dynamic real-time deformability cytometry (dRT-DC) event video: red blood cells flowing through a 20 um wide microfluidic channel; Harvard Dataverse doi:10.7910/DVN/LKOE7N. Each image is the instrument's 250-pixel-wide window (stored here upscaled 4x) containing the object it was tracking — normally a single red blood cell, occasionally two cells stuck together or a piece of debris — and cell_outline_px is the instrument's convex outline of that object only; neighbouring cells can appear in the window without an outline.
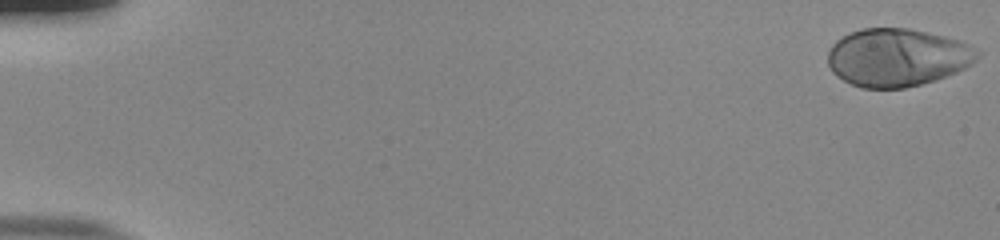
{"species": "human", "species_latin": "Homo sapiens", "temperature_condition": "room temperature", "stored_images_in_passage": 55, "camera_frame_rate_fps": 3000, "um_per_image_px": 0.085, "donor": {"sex": "male"}, "frame": {"image": 1, "passage_image": 1, "time_ms": 0.0, "image_size_px": [1000, 240], "cell_outline_px": [[980, 56], [972, 64], [956, 72], [936, 80], [904, 88], [860, 88], [836, 76], [832, 72], [828, 64], [828, 52], [832, 44], [836, 40], [848, 32], [860, 28], [908, 28], [944, 36], [960, 40], [968, 44], [980, 52]], "centroid_in_image_um": [76.25, 4.88], "position_along_channel_um": 8.7, "area_um2": 50.69}}
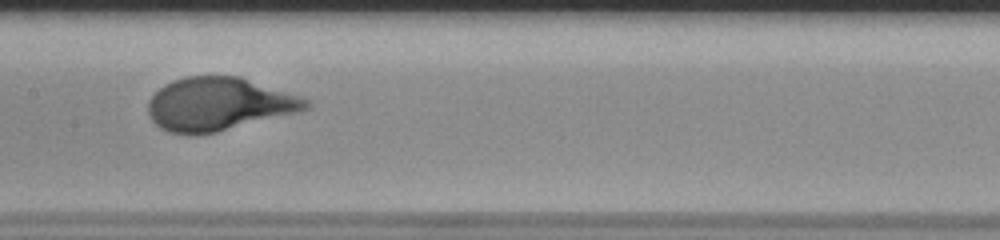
{"frame": {"image": 2, "passage_image": 29, "time_ms": 9.333, "image_size_px": [1000, 240], "cell_outline_px": [[312, 104], [308, 108], [300, 112], [216, 132], [196, 136], [188, 136], [168, 132], [160, 128], [148, 116], [148, 100], [164, 84], [172, 80], [188, 76], [240, 76], [308, 100]], "centroid_in_image_um": [18.55, 8.87], "position_along_channel_um": 188.9, "area_um2": 49.01}}
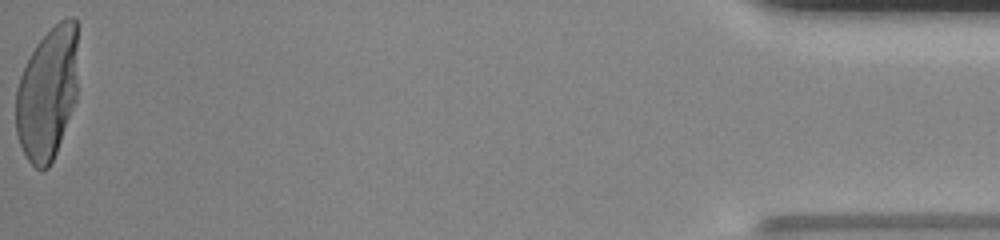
{"frame": {"image": 3, "passage_image": 55, "time_ms": 18.0, "image_size_px": [1000, 240], "cell_outline_px": [[76, 100], [56, 152], [48, 168], [36, 168], [28, 160], [20, 144], [16, 132], [16, 88], [20, 76], [36, 44], [60, 20], [68, 16], [72, 16], [76, 20]], "centroid_in_image_um": [4.02, 7.94], "position_along_channel_um": 431.2, "area_um2": 47.4}, "authors_computed_cell_mechanics": {"area_um2": 48.2052, "velocity_mm_per_s": 3.7947, "shape_relaxation_time_tau1_ms": 3.2577, "shape_relaxation_time_tau2_ms": null, "deformation_change_tau1": 0.2137, "deformation_change_tau2": null}}